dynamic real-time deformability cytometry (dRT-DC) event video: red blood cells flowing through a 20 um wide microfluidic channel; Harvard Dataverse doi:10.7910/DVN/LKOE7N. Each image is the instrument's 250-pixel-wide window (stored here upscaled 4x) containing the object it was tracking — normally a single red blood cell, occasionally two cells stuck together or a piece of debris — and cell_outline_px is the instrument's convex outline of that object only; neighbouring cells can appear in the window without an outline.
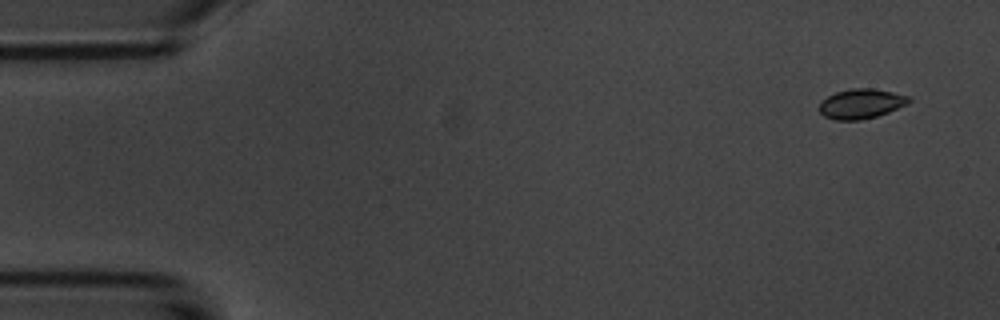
{"species": "common noctule bat (a hibernating species)", "species_latin": "Nyctalus noctula", "temperature_condition": "room temperature", "stored_images_in_passage": 5, "camera_frame_rate_fps": 3000, "um_per_image_px": 0.085, "animal": {"sex": "male", "body_mass_g": 20.1, "forearm_length_mm": 53.5}, "frame": {"image": 1, "passage_image": 1, "time_ms": 0.0, "image_size_px": [1000, 320], "cell_outline_px": [[912, 100], [908, 104], [888, 112], [876, 116], [860, 120], [836, 120], [824, 116], [816, 108], [820, 100], [836, 92], [852, 88], [872, 88], [912, 96]], "centroid_in_image_um": [73.18, 8.81], "position_along_channel_um": 11.8, "area_um2": 15.78}}